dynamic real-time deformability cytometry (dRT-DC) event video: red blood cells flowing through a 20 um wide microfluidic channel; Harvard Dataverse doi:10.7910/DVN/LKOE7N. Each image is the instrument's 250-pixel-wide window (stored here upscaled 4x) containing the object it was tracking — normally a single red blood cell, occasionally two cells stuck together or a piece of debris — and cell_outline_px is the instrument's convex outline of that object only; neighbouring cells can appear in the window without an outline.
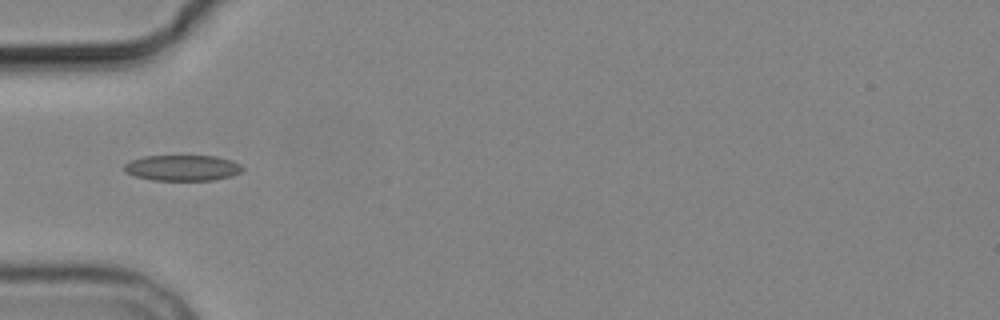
{"species": "common noctule bat (a hibernating species)", "species_latin": "Nyctalus noctula", "temperature_condition": "cold", "stored_images_in_passage": 6, "camera_frame_rate_fps": 3000, "um_per_image_px": 0.085, "animal": {"sex": "male", "body_mass_g": 19.2, "forearm_length_mm": 51.8}, "frame": {"image": 1, "passage_image": 4, "time_ms": 3.667, "image_size_px": [1000, 320], "cell_outline_px": [[244, 168], [240, 172], [232, 176], [212, 180], [152, 180], [136, 176], [124, 172], [124, 164], [132, 160], [144, 156], [216, 156], [232, 160], [240, 164]], "centroid_in_image_um": [15.52, 14.27], "position_along_channel_um": 69.5, "area_um2": 17.74}}
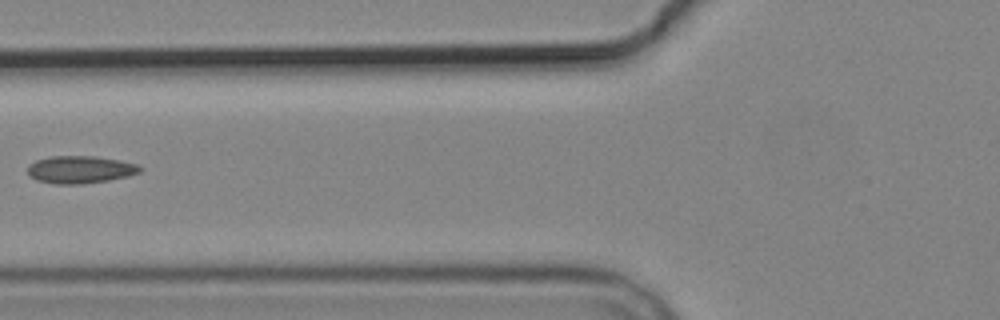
{"frame": {"image": 2, "passage_image": 5, "time_ms": 5.0, "image_size_px": [1000, 320], "cell_outline_px": [[144, 168], [140, 172], [128, 176], [108, 180], [80, 184], [56, 184], [36, 180], [28, 176], [28, 164], [36, 160], [48, 156], [96, 156], [136, 164]], "centroid_in_image_um": [6.77, 14.41], "position_along_channel_um": 119.0, "area_um2": 18.03}}
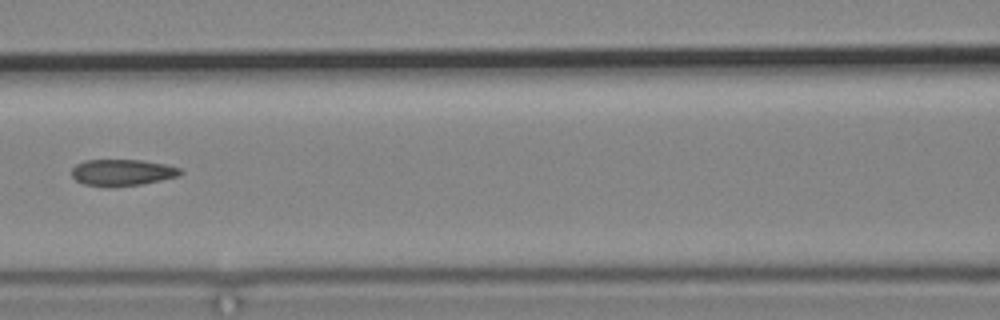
{"frame": {"image": 3, "passage_image": 6, "time_ms": 6.0, "image_size_px": [1000, 320], "cell_outline_px": [[184, 172], [176, 176], [160, 180], [140, 184], [84, 184], [76, 180], [72, 176], [72, 168], [76, 164], [84, 160], [140, 160], [164, 164], [180, 168]], "centroid_in_image_um": [10.39, 14.61], "position_along_channel_um": 156.2, "area_um2": 15.95}}